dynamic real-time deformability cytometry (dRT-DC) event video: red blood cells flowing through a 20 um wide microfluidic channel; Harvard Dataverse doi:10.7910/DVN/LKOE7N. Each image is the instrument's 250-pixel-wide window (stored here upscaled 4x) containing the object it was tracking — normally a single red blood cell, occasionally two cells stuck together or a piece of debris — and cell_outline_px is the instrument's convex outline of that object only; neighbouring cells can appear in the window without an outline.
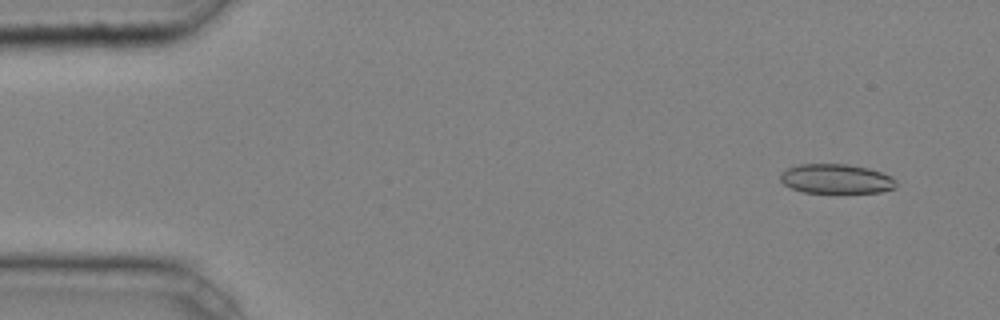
{"species": "common noctule bat (a hibernating species)", "species_latin": "Nyctalus noctula", "temperature_condition": "cold", "stored_images_in_passage": 4, "camera_frame_rate_fps": 3000, "um_per_image_px": 0.085, "animal": {"sex": "male", "body_mass_g": 20.4}, "frame": {"image": 1, "passage_image": 2, "time_ms": 0.333, "image_size_px": [1000, 320], "cell_outline_px": [[896, 188], [880, 192], [804, 192], [792, 188], [784, 184], [780, 180], [780, 172], [796, 164], [848, 164], [868, 168], [892, 176], [896, 180]], "centroid_in_image_um": [71.07, 15.19], "position_along_channel_um": 13.9, "area_um2": 19.88}}
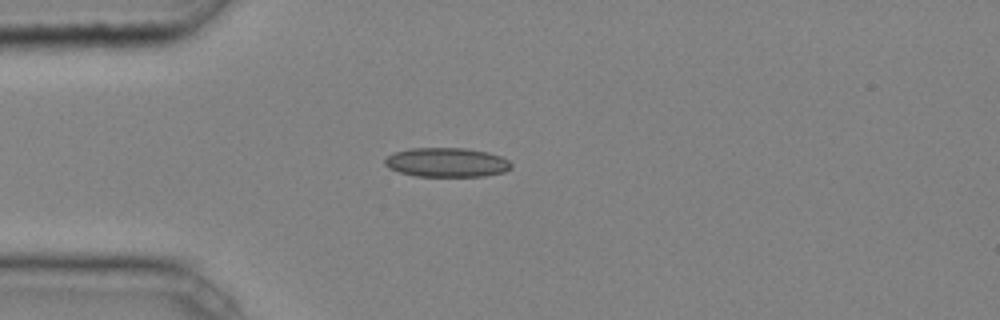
{"frame": {"image": 2, "passage_image": 4, "time_ms": 1.0, "image_size_px": [1000, 320], "cell_outline_px": [[512, 168], [504, 172], [484, 176], [416, 176], [400, 172], [388, 168], [384, 164], [384, 160], [392, 152], [408, 148], [468, 148], [488, 152], [500, 156], [508, 160], [512, 164]], "centroid_in_image_um": [37.96, 13.79], "position_along_channel_um": 47.0, "area_um2": 21.73}}